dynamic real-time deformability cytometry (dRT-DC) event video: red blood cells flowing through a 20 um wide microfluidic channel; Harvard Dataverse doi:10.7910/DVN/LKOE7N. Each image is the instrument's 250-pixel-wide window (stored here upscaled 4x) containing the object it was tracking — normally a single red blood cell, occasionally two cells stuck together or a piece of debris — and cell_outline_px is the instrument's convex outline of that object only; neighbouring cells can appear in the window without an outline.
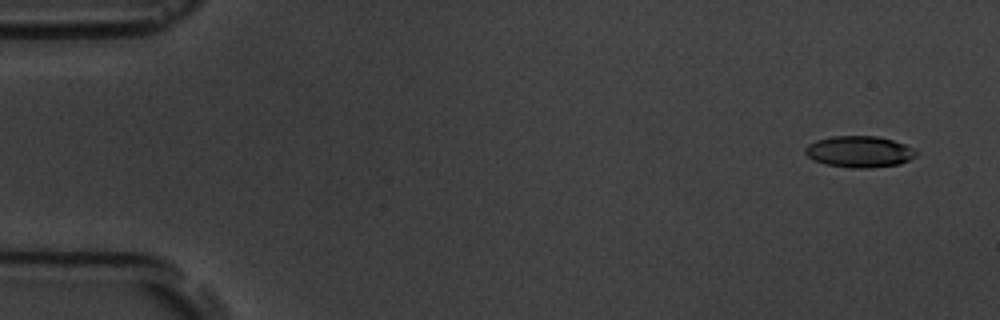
{"species": "common noctule bat (a hibernating species)", "species_latin": "Nyctalus noctula", "temperature_condition": "room temperature", "stored_images_in_passage": 4, "camera_frame_rate_fps": 3000, "um_per_image_px": 0.085, "animal": {"sex": "male", "body_mass_g": 19.5, "forearm_length_mm": 54.6}, "frame": {"image": 1, "passage_image": 1, "time_ms": 0.0, "image_size_px": [1000, 320], "cell_outline_px": [[920, 152], [916, 156], [900, 164], [868, 168], [852, 168], [824, 164], [808, 156], [804, 152], [804, 148], [808, 144], [816, 140], [832, 136], [876, 136], [892, 140], [904, 144]], "centroid_in_image_um": [73.05, 12.89], "position_along_channel_um": 12.0, "area_um2": 20.29}}